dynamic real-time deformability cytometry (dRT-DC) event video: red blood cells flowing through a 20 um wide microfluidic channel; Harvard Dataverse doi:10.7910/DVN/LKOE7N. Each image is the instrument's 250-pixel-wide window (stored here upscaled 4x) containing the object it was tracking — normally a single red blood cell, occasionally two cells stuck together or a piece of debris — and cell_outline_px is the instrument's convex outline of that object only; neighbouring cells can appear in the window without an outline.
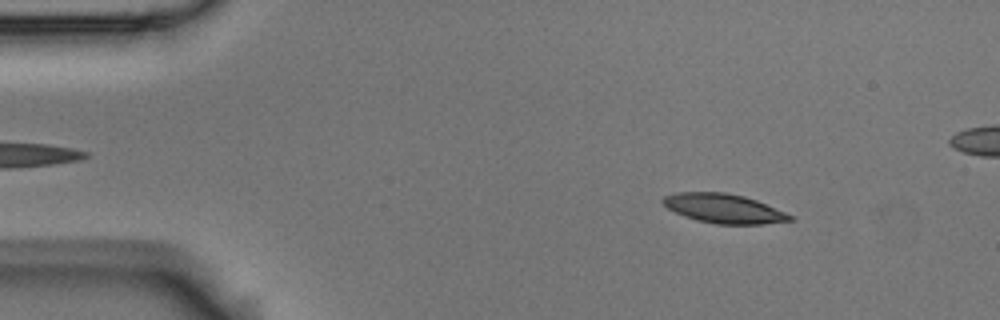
{"species": "Egyptian fruit bat (a non-hibernating species)", "species_latin": "Rousettus aegyptiacus", "temperature_condition": "room temperature", "stored_images_in_passage": 54, "camera_frame_rate_fps": 3000, "um_per_image_px": 0.085, "animal": {"sex": "male"}, "frame": {"image": 1, "passage_image": 7, "time_ms": 2.0, "image_size_px": [1000, 320], "cell_outline_px": [[796, 220], [764, 224], [716, 224], [696, 220], [684, 216], [668, 208], [660, 200], [664, 196], [676, 192], [724, 192], [744, 196], [756, 200], [796, 216]], "centroid_in_image_um": [61.56, 17.72], "position_along_channel_um": 23.4, "area_um2": 21.85}}
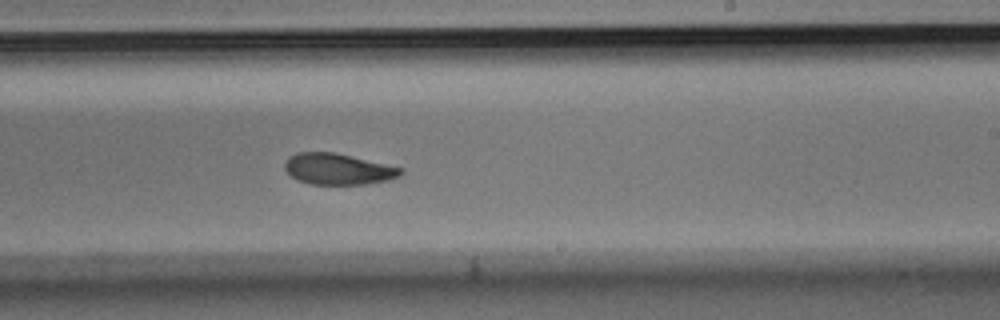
{"frame": {"image": 2, "passage_image": 32, "time_ms": 10.333, "image_size_px": [1000, 320], "cell_outline_px": [[404, 172], [400, 176], [388, 180], [368, 184], [312, 184], [300, 180], [292, 176], [284, 168], [284, 164], [288, 156], [296, 152], [336, 152], [404, 168]], "centroid_in_image_um": [28.77, 14.35], "position_along_channel_um": 260.2, "area_um2": 21.15}}
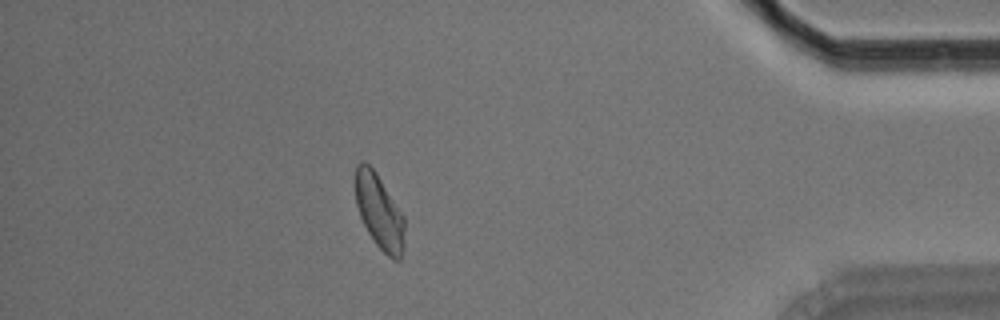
{"frame": {"image": 3, "passage_image": 47, "time_ms": 15.333, "image_size_px": [1000, 320], "cell_outline_px": [[404, 244], [400, 260], [392, 260], [376, 244], [368, 232], [360, 216], [356, 204], [352, 180], [356, 164], [360, 160], [364, 160], [376, 172], [404, 216]], "centroid_in_image_um": [32.19, 17.92], "position_along_channel_um": 403.0, "area_um2": 21.85}, "authors_computed_cell_mechanics": {"area_um2": 21.8773, "velocity_mm_per_s": 3.7137, "shape_relaxation_time_tau1_ms": 3.431, "shape_relaxation_time_tau2_ms": 4.2353, "deformation_change_tau1": 0.1258, "deformation_change_tau2": 0.09}}